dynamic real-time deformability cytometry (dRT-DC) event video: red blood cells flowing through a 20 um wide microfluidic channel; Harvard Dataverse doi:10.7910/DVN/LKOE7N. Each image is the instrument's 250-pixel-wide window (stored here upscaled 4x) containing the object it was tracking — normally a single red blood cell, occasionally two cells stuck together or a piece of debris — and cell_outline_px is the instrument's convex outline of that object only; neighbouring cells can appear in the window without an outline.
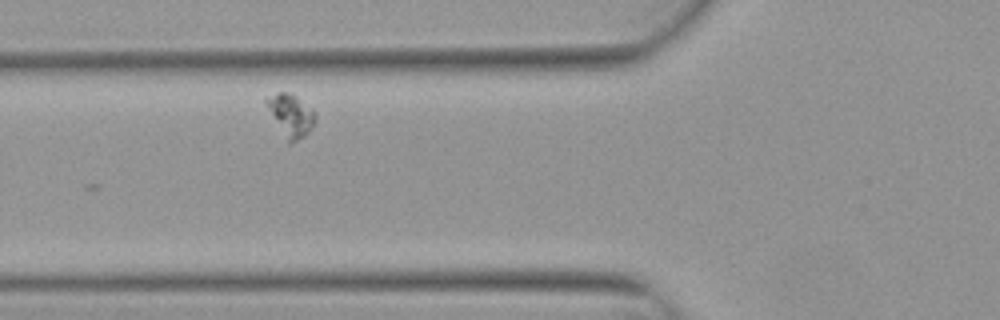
{"species": "Egyptian fruit bat (a non-hibernating species)", "species_latin": "Rousettus aegyptiacus", "temperature_condition": "warm", "stored_images_in_passage": 4, "camera_frame_rate_fps": 3000, "um_per_image_px": 0.085, "animal": {"sex": "female"}, "frame": {"image": 1, "passage_image": 2, "time_ms": 0.333, "image_size_px": [1000, 320], "cell_outline_px": [[316, 120], [308, 132], [304, 136], [288, 144], [264, 104], [264, 96], [280, 92], [288, 92], [296, 96], [312, 108], [316, 116]], "centroid_in_image_um": [24.67, 9.77], "position_along_channel_um": 101.1, "area_um2": 12.2}}
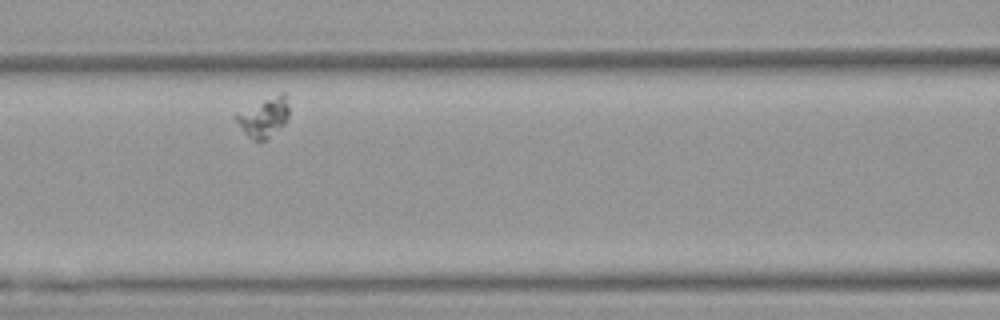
{"frame": {"image": 2, "passage_image": 3, "time_ms": 0.667, "image_size_px": [1000, 320], "cell_outline_px": [[288, 116], [284, 124], [268, 140], [252, 140], [244, 132], [232, 116], [236, 112], [280, 92], [284, 92], [288, 104]], "centroid_in_image_um": [22.41, 9.97], "position_along_channel_um": 144.2, "area_um2": 12.31}}
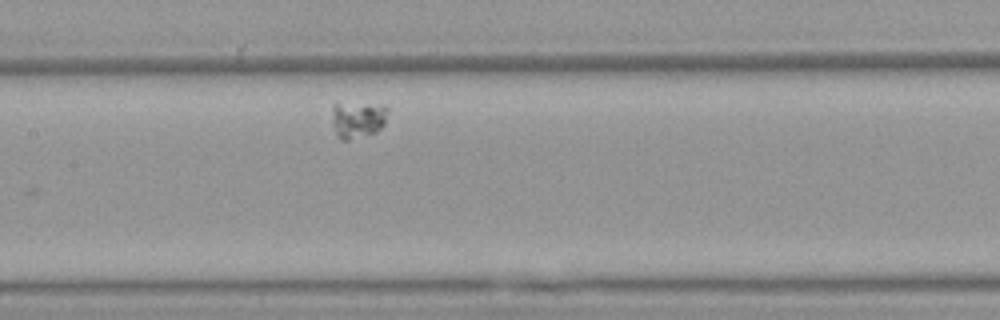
{"frame": {"image": 3, "passage_image": 4, "time_ms": 1.0, "image_size_px": [1000, 320], "cell_outline_px": [[388, 112], [384, 124], [376, 132], [348, 140], [344, 140], [336, 136], [332, 124], [332, 104], [336, 104], [388, 108]], "centroid_in_image_um": [30.34, 10.24], "position_along_channel_um": 177.1, "area_um2": 11.27}}